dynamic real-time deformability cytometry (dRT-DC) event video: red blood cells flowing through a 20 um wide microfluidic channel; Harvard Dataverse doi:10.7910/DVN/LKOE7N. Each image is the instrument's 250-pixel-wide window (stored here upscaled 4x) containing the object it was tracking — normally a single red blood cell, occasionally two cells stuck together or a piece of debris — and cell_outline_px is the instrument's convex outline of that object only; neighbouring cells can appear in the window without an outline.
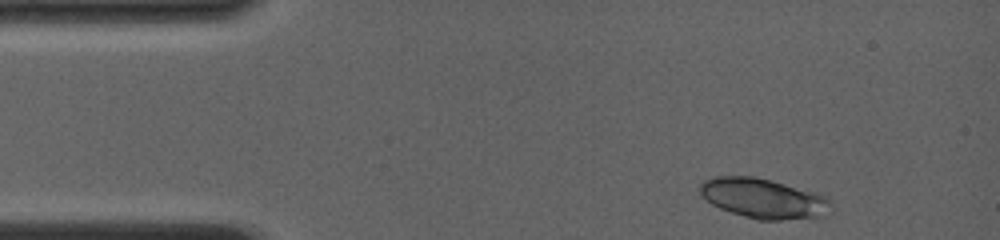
{"species": "common noctule bat (a hibernating species)", "species_latin": "Nyctalus noctula", "temperature_condition": "room temperature", "stored_images_in_passage": 8, "camera_frame_rate_fps": 4000, "um_per_image_px": 0.085, "animal": {"sex": "female", "body_mass_g": 19.0, "forearm_length_mm": 56.7}, "frame": {"image": 1, "passage_image": 1, "time_ms": 0.0, "image_size_px": [1000, 240], "cell_outline_px": [[832, 204], [828, 216], [780, 220], [756, 220], [720, 208], [712, 204], [700, 196], [700, 184], [704, 180], [716, 176], [752, 176], [772, 180], [816, 192], [828, 196], [832, 200]], "centroid_in_image_um": [64.94, 16.86], "position_along_channel_um": 20.1, "area_um2": 30.87}}